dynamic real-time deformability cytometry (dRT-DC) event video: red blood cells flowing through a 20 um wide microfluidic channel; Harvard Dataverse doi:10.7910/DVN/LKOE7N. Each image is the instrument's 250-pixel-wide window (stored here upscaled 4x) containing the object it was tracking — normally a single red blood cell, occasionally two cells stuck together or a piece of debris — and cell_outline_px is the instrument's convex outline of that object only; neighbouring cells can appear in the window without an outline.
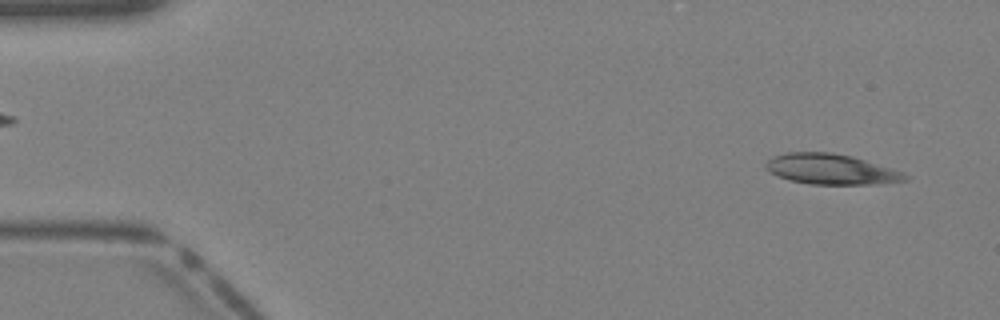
{"species": "Egyptian fruit bat (a non-hibernating species)", "species_latin": "Rousettus aegyptiacus", "temperature_condition": "warm", "stored_images_in_passage": 38, "camera_frame_rate_fps": 3000, "um_per_image_px": 0.085, "animal": {"sex": "female"}, "frame": {"image": 1, "passage_image": 2, "time_ms": 0.333, "image_size_px": [1000, 320], "cell_outline_px": [[912, 176], [908, 180], [876, 184], [808, 184], [788, 180], [764, 168], [764, 164], [772, 156], [784, 152], [832, 152], [852, 156], [892, 168], [904, 172]], "centroid_in_image_um": [70.66, 14.38], "position_along_channel_um": 14.3, "area_um2": 24.91}}
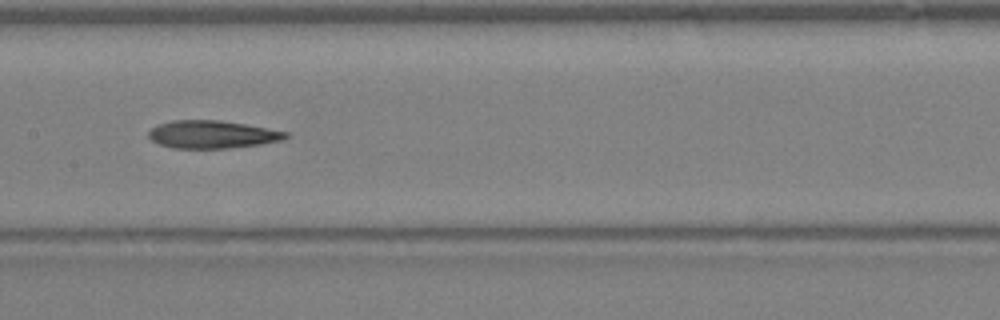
{"frame": {"image": 2, "passage_image": 19, "time_ms": 6.0, "image_size_px": [1000, 320], "cell_outline_px": [[292, 136], [284, 140], [260, 144], [228, 148], [172, 148], [160, 144], [152, 140], [148, 136], [148, 132], [152, 128], [160, 124], [172, 120], [220, 120], [244, 124], [288, 132]], "centroid_in_image_um": [18.07, 11.43], "position_along_channel_um": 189.3, "area_um2": 22.14}}
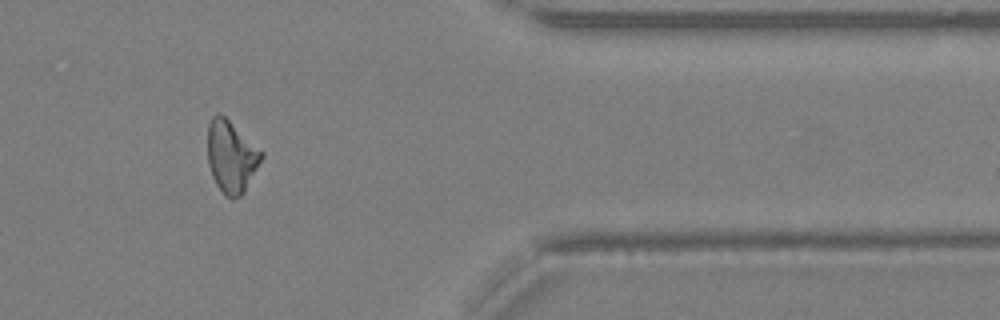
{"frame": {"image": 3, "passage_image": 32, "time_ms": 10.333, "image_size_px": [1000, 320], "cell_outline_px": [[264, 156], [244, 192], [240, 196], [232, 200], [224, 196], [216, 184], [212, 176], [208, 164], [208, 124], [212, 116], [216, 112], [220, 112], [264, 152]], "centroid_in_image_um": [19.65, 13.31], "position_along_channel_um": 391.7, "area_um2": 22.77}}